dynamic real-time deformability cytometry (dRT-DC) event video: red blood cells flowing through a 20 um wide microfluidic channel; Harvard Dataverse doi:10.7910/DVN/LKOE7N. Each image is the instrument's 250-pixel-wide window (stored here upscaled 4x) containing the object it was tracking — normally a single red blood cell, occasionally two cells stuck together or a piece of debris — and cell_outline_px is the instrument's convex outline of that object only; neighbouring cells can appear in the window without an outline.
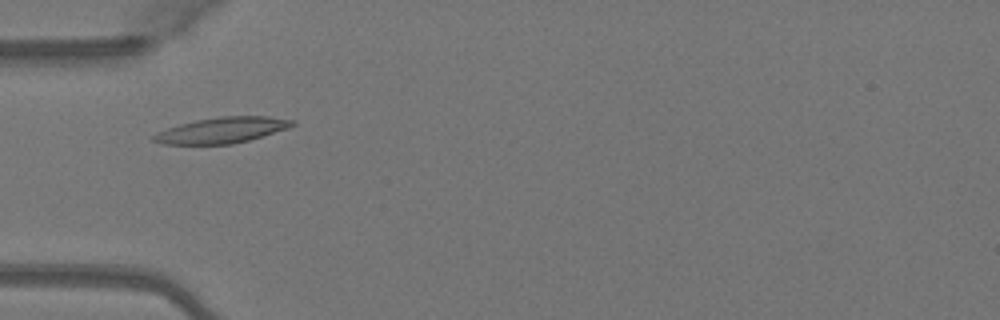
{"species": "Egyptian fruit bat (a non-hibernating species)", "species_latin": "Rousettus aegyptiacus", "temperature_condition": "warm", "stored_images_in_passage": 44, "camera_frame_rate_fps": 3000, "um_per_image_px": 0.085, "animal": {"sex": "female"}, "frame": {"image": 1, "passage_image": 10, "time_ms": 3.0, "image_size_px": [1000, 320], "cell_outline_px": [[296, 124], [288, 128], [248, 140], [232, 144], [164, 144], [152, 140], [152, 136], [156, 132], [180, 124], [196, 120], [220, 116], [268, 116], [296, 120]], "centroid_in_image_um": [18.88, 11.06], "position_along_channel_um": 66.1, "area_um2": 20.75}}
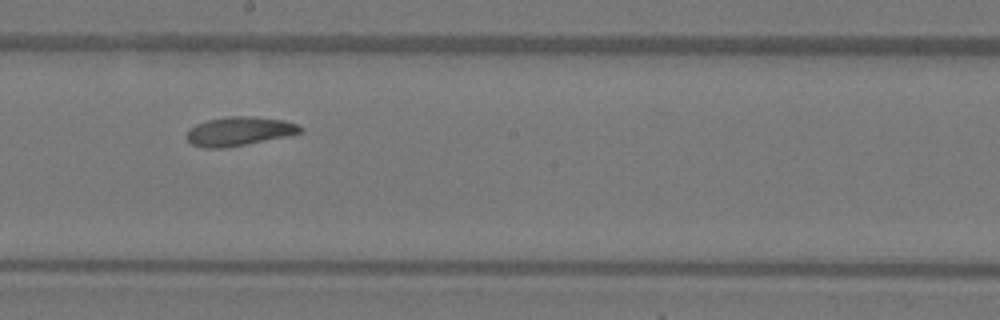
{"frame": {"image": 2, "passage_image": 22, "time_ms": 7.0, "image_size_px": [1000, 320], "cell_outline_px": [[304, 128], [300, 132], [284, 136], [224, 148], [204, 148], [192, 144], [184, 136], [196, 124], [208, 120], [228, 116], [252, 116], [284, 120], [296, 124]], "centroid_in_image_um": [20.29, 11.15], "position_along_channel_um": 227.9, "area_um2": 18.79}}
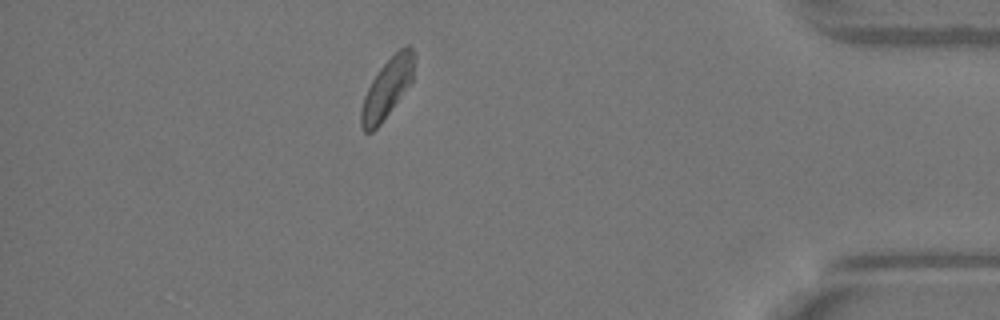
{"frame": {"image": 3, "passage_image": 38, "time_ms": 12.333, "image_size_px": [1000, 320], "cell_outline_px": [[416, 56], [412, 80], [380, 124], [372, 132], [364, 132], [360, 128], [360, 108], [364, 96], [372, 80], [380, 68], [404, 44], [408, 44], [416, 52]], "centroid_in_image_um": [32.9, 7.47], "position_along_channel_um": 402.3, "area_um2": 18.26}, "authors_computed_cell_mechanics": {"area_um2": 18.9873, "velocity_mm_per_s": 4.0439, "shape_relaxation_time_tau1_ms": 2.9178, "shape_relaxation_time_tau2_ms": 5.1798, "deformation_change_tau1": 0.1081, "deformation_change_tau2": 0.1049}}